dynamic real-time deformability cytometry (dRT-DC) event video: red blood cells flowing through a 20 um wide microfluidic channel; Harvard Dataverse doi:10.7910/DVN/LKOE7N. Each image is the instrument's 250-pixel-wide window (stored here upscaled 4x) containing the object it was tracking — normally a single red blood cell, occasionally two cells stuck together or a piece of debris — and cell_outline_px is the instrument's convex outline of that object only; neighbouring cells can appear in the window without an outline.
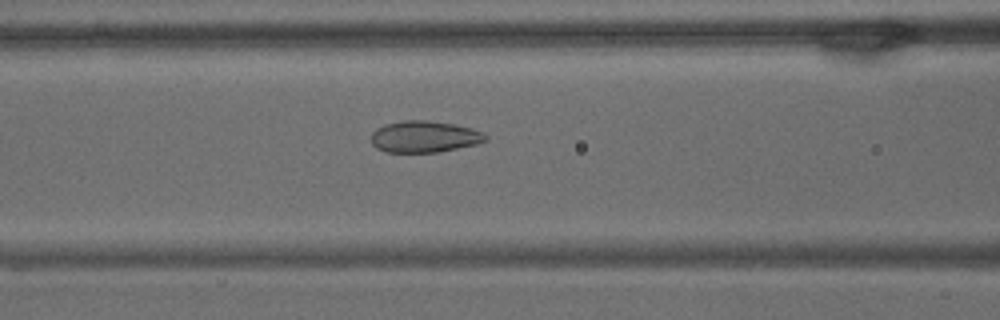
{"species": "common noctule bat (a hibernating species)", "species_latin": "Nyctalus noctula", "temperature_condition": "warm", "stored_images_in_passage": 57, "camera_frame_rate_fps": 3000, "um_per_image_px": 0.085, "animal": {"sex": "male", "body_mass_g": 15.6}, "frame": {"image": 1, "passage_image": 22, "time_ms": 7.0, "image_size_px": [1000, 320], "cell_outline_px": [[488, 140], [476, 144], [436, 152], [388, 152], [376, 148], [372, 144], [372, 132], [376, 128], [384, 124], [404, 120], [428, 120], [456, 124], [472, 128], [484, 132], [488, 136]], "centroid_in_image_um": [36.09, 11.6], "position_along_channel_um": 130.5, "area_um2": 21.15}}
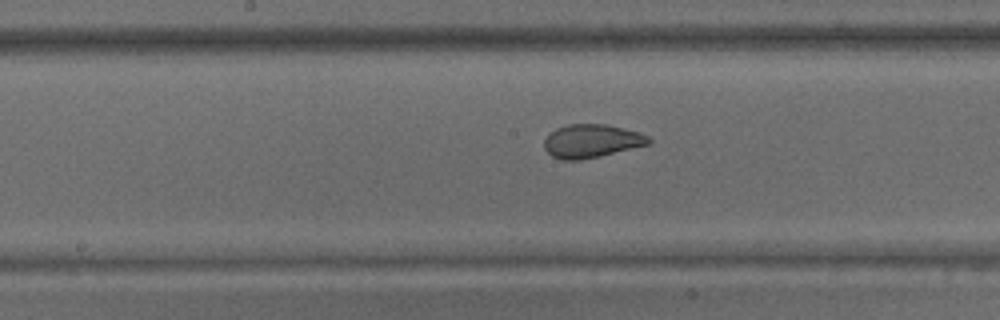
{"frame": {"image": 2, "passage_image": 28, "time_ms": 9.0, "image_size_px": [1000, 320], "cell_outline_px": [[652, 140], [648, 144], [600, 156], [580, 160], [560, 160], [552, 156], [544, 148], [544, 140], [556, 128], [568, 124], [604, 124], [640, 132], [648, 136]], "centroid_in_image_um": [50.27, 11.99], "position_along_channel_um": 197.9, "area_um2": 20.17}}
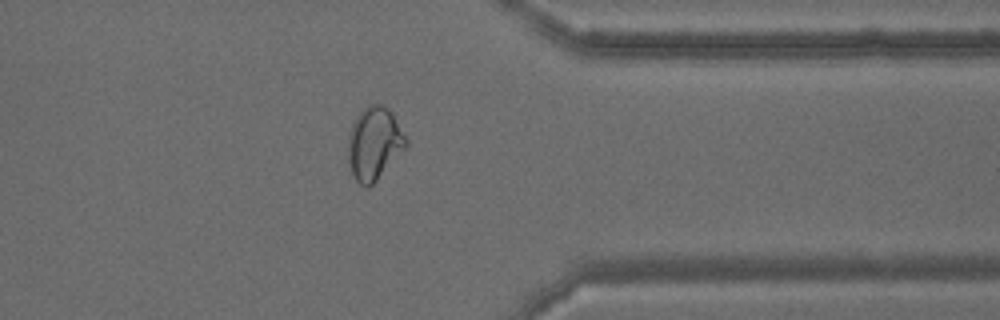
{"frame": {"image": 3, "passage_image": 45, "time_ms": 14.667, "image_size_px": [1000, 320], "cell_outline_px": [[408, 144], [376, 180], [368, 188], [360, 184], [352, 176], [348, 160], [348, 132], [356, 116], [368, 104], [384, 104], [392, 112], [408, 140]], "centroid_in_image_um": [31.79, 12.16], "position_along_channel_um": 379.6, "area_um2": 24.57}, "authors_computed_cell_mechanics": {"area_um2": 24.565, "velocity_mm_per_s": 3.3645, "shape_relaxation_time_tau1_ms": null, "shape_relaxation_time_tau2_ms": 1.0111, "deformation_change_tau1": null, "deformation_change_tau2": 0.0657}}